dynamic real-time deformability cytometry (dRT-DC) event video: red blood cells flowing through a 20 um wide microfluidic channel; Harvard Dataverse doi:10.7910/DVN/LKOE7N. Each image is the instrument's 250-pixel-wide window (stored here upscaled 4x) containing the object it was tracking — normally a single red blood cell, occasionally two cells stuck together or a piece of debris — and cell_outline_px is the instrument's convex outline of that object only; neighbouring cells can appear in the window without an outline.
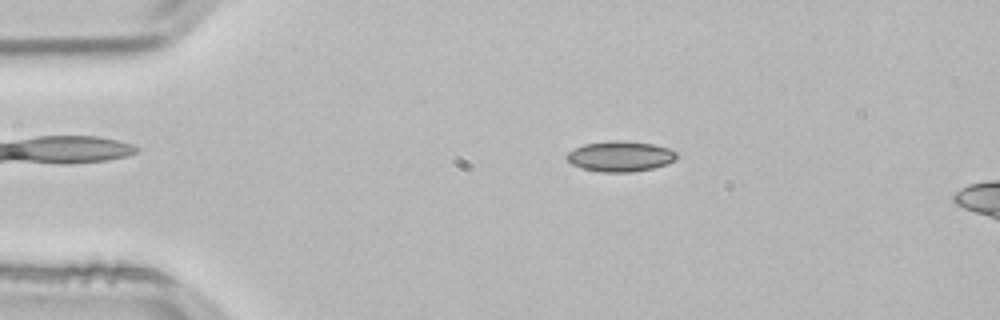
{"species": "common noctule bat (a hibernating species)", "species_latin": "Nyctalus noctula", "temperature_condition": "room temperature", "stored_images_in_passage": 16, "camera_frame_rate_fps": 3000, "um_per_image_px": 0.085, "animal": {"sex": "male", "body_mass_g": 21.5, "forearm_length_mm": 52.0}, "frame": {"image": 1, "passage_image": 10, "time_ms": 3.0, "image_size_px": [1000, 320], "cell_outline_px": [[676, 160], [668, 164], [652, 168], [632, 172], [604, 172], [580, 168], [572, 164], [564, 156], [568, 152], [584, 144], [608, 140], [624, 140], [652, 144], [668, 148], [676, 152]], "centroid_in_image_um": [52.71, 13.28], "position_along_channel_um": 32.3, "area_um2": 19.59}}